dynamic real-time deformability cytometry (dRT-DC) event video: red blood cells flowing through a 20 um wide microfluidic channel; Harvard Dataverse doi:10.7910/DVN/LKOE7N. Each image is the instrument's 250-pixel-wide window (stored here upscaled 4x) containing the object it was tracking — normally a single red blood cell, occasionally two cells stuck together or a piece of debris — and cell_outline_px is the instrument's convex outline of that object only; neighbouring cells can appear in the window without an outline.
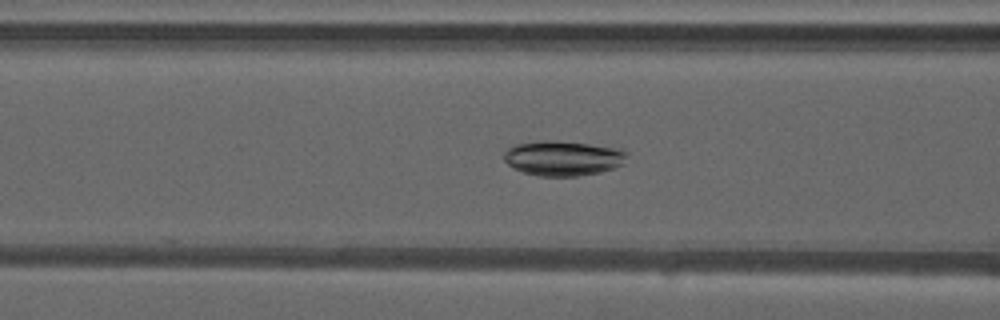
{"species": "common noctule bat (a hibernating species)", "species_latin": "Nyctalus noctula", "temperature_condition": "warm", "stored_images_in_passage": 36, "camera_frame_rate_fps": 3000, "um_per_image_px": 0.085, "animal": {"sex": "male", "forearm_length_mm": 52.5}, "frame": {"image": 1, "passage_image": 7, "time_ms": 2.0, "image_size_px": [1000, 320], "cell_outline_px": [[628, 152], [624, 164], [600, 172], [576, 176], [540, 176], [524, 172], [512, 168], [504, 160], [504, 152], [508, 148], [516, 144], [544, 140], [556, 140], [624, 148]], "centroid_in_image_um": [47.89, 13.43], "position_along_channel_um": 118.7, "area_um2": 25.26}}
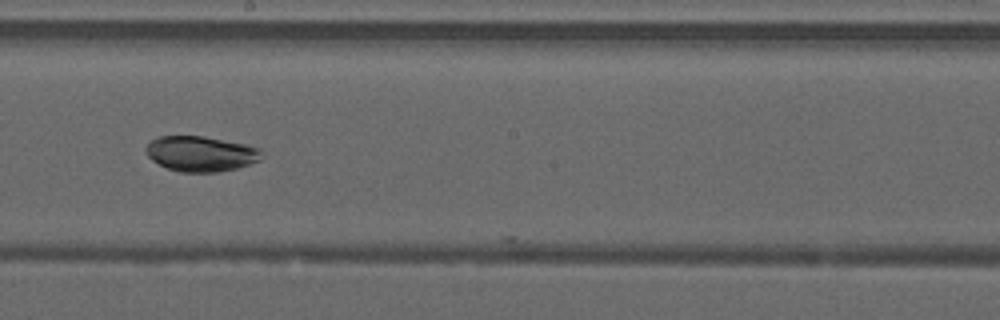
{"frame": {"image": 2, "passage_image": 15, "time_ms": 4.667, "image_size_px": [1000, 320], "cell_outline_px": [[264, 156], [260, 160], [236, 168], [216, 172], [180, 172], [168, 168], [152, 160], [144, 152], [144, 148], [156, 136], [204, 136], [244, 144], [260, 148]], "centroid_in_image_um": [17.06, 13.06], "position_along_channel_um": 231.1, "area_um2": 23.81}}
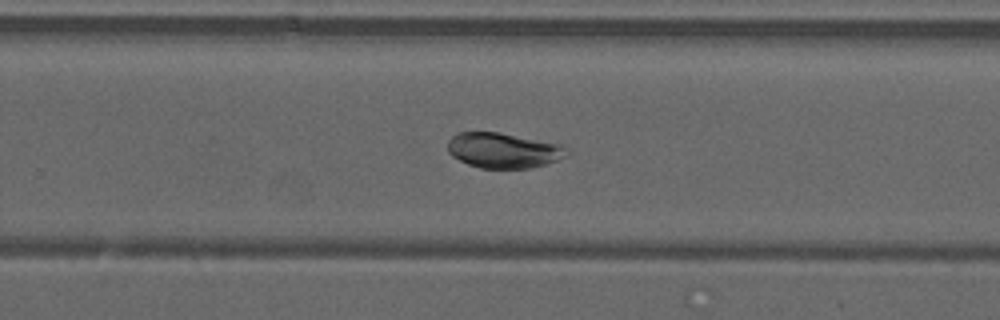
{"frame": {"image": 3, "passage_image": 19, "time_ms": 6.0, "image_size_px": [1000, 320], "cell_outline_px": [[568, 156], [532, 168], [480, 168], [468, 164], [452, 156], [448, 152], [448, 140], [452, 136], [460, 132], [496, 132], [560, 144], [568, 148]], "centroid_in_image_um": [42.78, 12.79], "position_along_channel_um": 287.0, "area_um2": 24.28}, "authors_computed_cell_mechanics": {"area_um2": 26.8192, "velocity_mm_per_s": 4.2123, "shape_relaxation_time_tau1_ms": null, "shape_relaxation_time_tau2_ms": 3.5106, "deformation_change_tau1": null, "deformation_change_tau2": 0.0475}}